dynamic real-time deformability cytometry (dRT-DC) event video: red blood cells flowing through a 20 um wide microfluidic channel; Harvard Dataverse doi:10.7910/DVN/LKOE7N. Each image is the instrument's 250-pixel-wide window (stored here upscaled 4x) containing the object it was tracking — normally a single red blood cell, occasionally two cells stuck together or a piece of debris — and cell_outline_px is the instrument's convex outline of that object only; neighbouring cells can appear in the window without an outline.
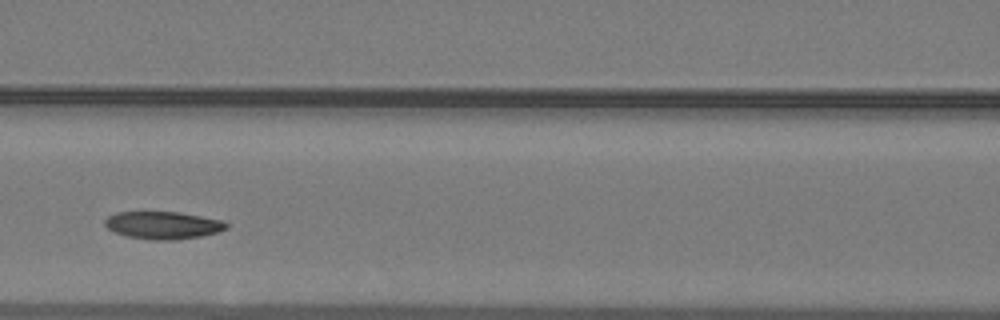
{"species": "common noctule bat (a hibernating species)", "species_latin": "Nyctalus noctula", "temperature_condition": "warm", "stored_images_in_passage": 34, "camera_frame_rate_fps": 3000, "um_per_image_px": 0.085, "animal": {"sex": "male", "body_mass_g": 19.2, "forearm_length_mm": 51.8}, "frame": {"image": 1, "passage_image": 10, "time_ms": 3.0, "image_size_px": [1000, 320], "cell_outline_px": [[228, 228], [216, 232], [200, 236], [176, 240], [152, 240], [128, 236], [116, 232], [108, 228], [104, 224], [104, 220], [108, 216], [116, 212], [180, 212], [220, 220], [228, 224]], "centroid_in_image_um": [13.84, 19.14], "position_along_channel_um": 152.8, "area_um2": 19.31}}
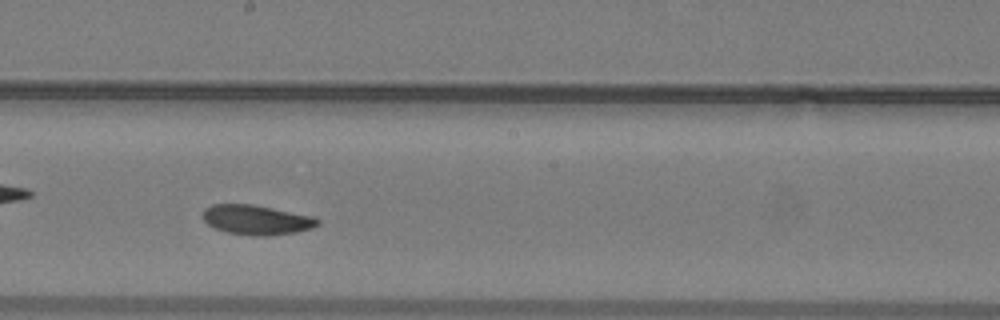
{"frame": {"image": 2, "passage_image": 15, "time_ms": 4.667, "image_size_px": [1000, 320], "cell_outline_px": [[320, 224], [312, 228], [296, 232], [264, 236], [256, 236], [228, 232], [216, 228], [208, 224], [204, 220], [204, 208], [212, 204], [252, 204], [312, 216], [320, 220]], "centroid_in_image_um": [21.82, 18.68], "position_along_channel_um": 226.4, "area_um2": 19.65}}